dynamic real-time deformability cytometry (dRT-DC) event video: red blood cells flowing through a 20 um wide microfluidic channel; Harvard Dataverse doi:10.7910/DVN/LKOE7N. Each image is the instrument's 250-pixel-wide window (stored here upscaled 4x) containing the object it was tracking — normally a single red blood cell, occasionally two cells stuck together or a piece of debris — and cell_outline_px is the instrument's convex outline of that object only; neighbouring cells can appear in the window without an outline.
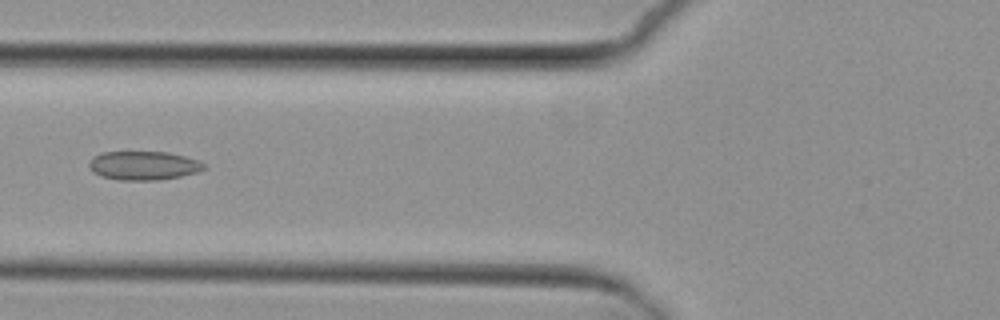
{"species": "common noctule bat (a hibernating species)", "species_latin": "Nyctalus noctula", "temperature_condition": "cold", "stored_images_in_passage": 4, "camera_frame_rate_fps": 3000, "um_per_image_px": 0.085, "animal": {"sex": "female", "body_mass_g": 29.2, "forearm_length_mm": 56.3}, "frame": {"image": 1, "passage_image": 4, "time_ms": 3.333, "image_size_px": [1000, 320], "cell_outline_px": [[208, 168], [196, 172], [180, 176], [156, 180], [120, 180], [100, 176], [92, 172], [88, 164], [92, 156], [100, 152], [168, 152], [184, 156], [196, 160], [204, 164]], "centroid_in_image_um": [12.15, 14.07], "position_along_channel_um": 113.6, "area_um2": 19.31}}